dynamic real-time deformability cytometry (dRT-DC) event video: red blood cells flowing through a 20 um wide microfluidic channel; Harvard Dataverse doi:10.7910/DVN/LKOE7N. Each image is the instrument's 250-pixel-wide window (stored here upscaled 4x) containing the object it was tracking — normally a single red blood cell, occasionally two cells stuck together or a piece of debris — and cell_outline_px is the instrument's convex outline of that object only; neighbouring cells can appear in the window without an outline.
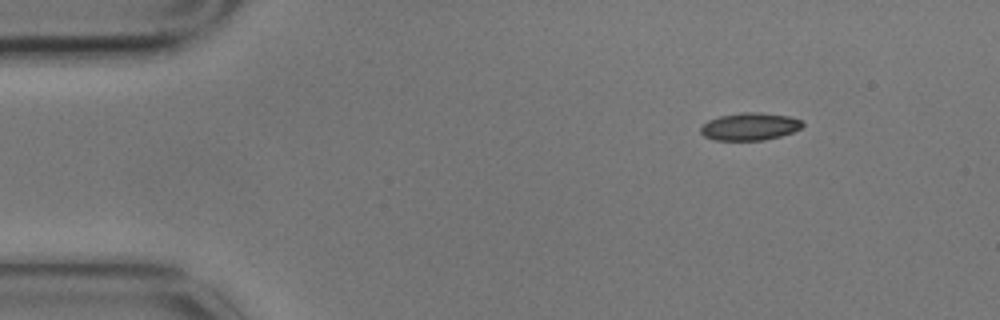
{"species": "common noctule bat (a hibernating species)", "species_latin": "Nyctalus noctula", "temperature_condition": "cold", "stored_images_in_passage": 10, "camera_frame_rate_fps": 3000, "um_per_image_px": 0.085, "animal": {"sex": "male", "body_mass_g": 17.9}, "frame": {"image": 1, "passage_image": 1, "time_ms": 0.0, "image_size_px": [1000, 320], "cell_outline_px": [[804, 124], [800, 128], [792, 132], [780, 136], [764, 140], [712, 140], [704, 136], [700, 132], [700, 128], [708, 120], [720, 116], [740, 112], [760, 112], [788, 116], [800, 120]], "centroid_in_image_um": [63.7, 10.75], "position_along_channel_um": 21.3, "area_um2": 16.3}}
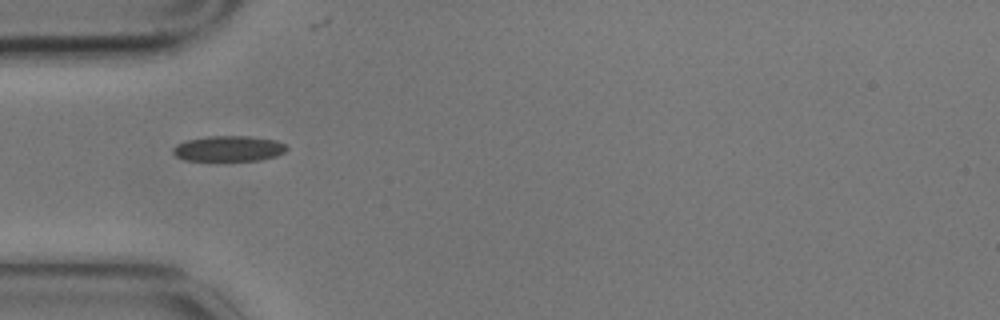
{"frame": {"image": 2, "passage_image": 4, "time_ms": 1.0, "image_size_px": [1000, 320], "cell_outline_px": [[288, 148], [284, 152], [276, 156], [260, 160], [184, 160], [176, 156], [172, 152], [172, 148], [176, 144], [184, 140], [208, 136], [248, 136], [276, 140], [284, 144]], "centroid_in_image_um": [19.4, 12.62], "position_along_channel_um": 65.6, "area_um2": 16.94}}